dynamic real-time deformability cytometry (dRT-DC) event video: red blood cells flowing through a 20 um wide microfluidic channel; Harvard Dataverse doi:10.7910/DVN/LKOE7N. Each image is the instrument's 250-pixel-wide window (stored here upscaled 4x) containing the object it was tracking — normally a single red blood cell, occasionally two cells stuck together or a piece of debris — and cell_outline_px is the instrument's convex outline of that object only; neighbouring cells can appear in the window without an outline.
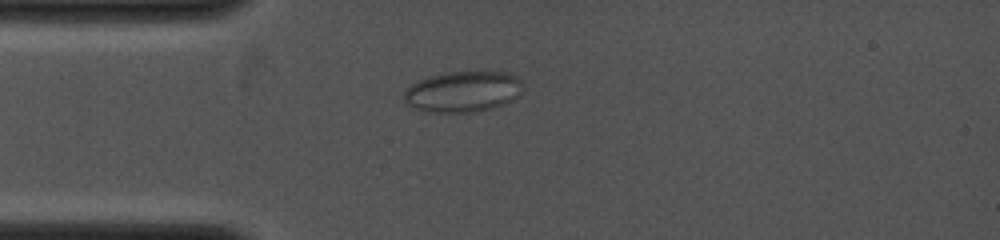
{"species": "common noctule bat (a hibernating species)", "species_latin": "Nyctalus noctula", "temperature_condition": "cold", "stored_images_in_passage": 36, "camera_frame_rate_fps": 4000, "um_per_image_px": 0.085, "animal": {"sex": "female", "body_mass_g": 19.0, "forearm_length_mm": 53.3}, "frame": {"image": 1, "passage_image": 1, "time_ms": 0.0, "image_size_px": [1000, 240], "cell_outline_px": [[520, 92], [516, 96], [504, 104], [492, 108], [476, 112], [424, 112], [404, 104], [404, 92], [412, 84], [428, 76], [444, 72], [508, 72], [516, 76], [520, 80]], "centroid_in_image_um": [39.29, 7.79], "position_along_channel_um": 45.7, "area_um2": 28.26}}
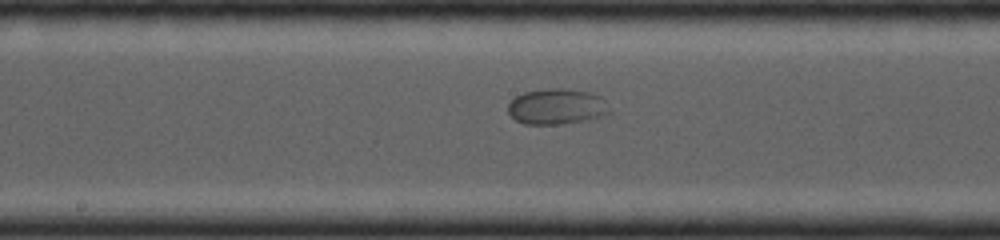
{"frame": {"image": 2, "passage_image": 19, "time_ms": 3.5, "image_size_px": [1000, 240], "cell_outline_px": [[608, 112], [604, 116], [596, 120], [564, 124], [524, 124], [516, 120], [508, 112], [508, 104], [516, 96], [524, 92], [588, 92], [596, 96]], "centroid_in_image_um": [47.26, 9.17], "position_along_channel_um": 200.9, "area_um2": 19.71}}
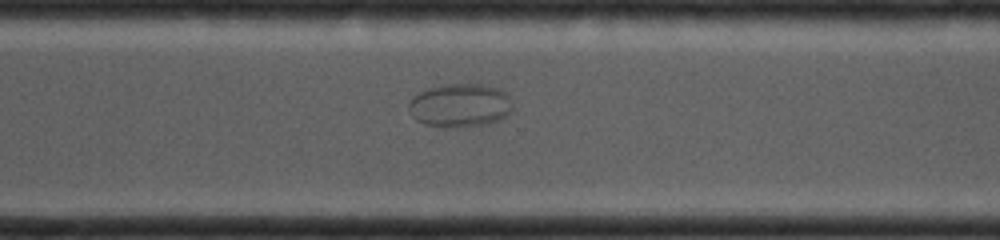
{"frame": {"image": 3, "passage_image": 33, "time_ms": 6.25, "image_size_px": [1000, 240], "cell_outline_px": [[512, 108], [504, 116], [496, 120], [480, 124], [424, 124], [416, 120], [412, 116], [408, 108], [408, 104], [420, 92], [432, 88], [456, 84], [480, 84], [496, 88], [504, 92], [508, 96]], "centroid_in_image_um": [39.09, 8.91], "position_along_channel_um": 331.5, "area_um2": 24.68}}